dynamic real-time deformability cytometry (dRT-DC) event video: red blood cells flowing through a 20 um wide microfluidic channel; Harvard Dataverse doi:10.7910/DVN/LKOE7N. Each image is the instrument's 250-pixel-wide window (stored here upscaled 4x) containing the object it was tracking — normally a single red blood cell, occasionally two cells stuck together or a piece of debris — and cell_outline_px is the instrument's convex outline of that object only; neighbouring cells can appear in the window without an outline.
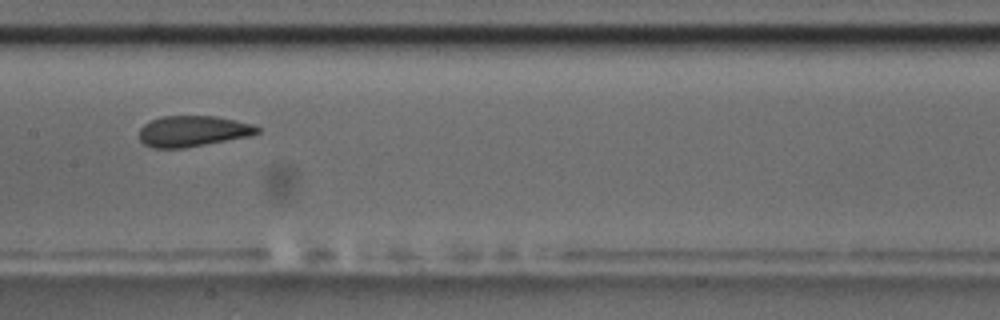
{"species": "common noctule bat (a hibernating species)", "species_latin": "Nyctalus noctula", "temperature_condition": "room temperature", "stored_images_in_passage": 10, "camera_frame_rate_fps": 3000, "um_per_image_px": 0.085, "animal": {"sex": "male", "body_mass_g": 17.5, "forearm_length_mm": 52.3}, "frame": {"image": 1, "passage_image": 4, "time_ms": 3.333, "image_size_px": [1000, 320], "cell_outline_px": [[260, 132], [252, 136], [184, 148], [152, 148], [144, 144], [140, 140], [140, 128], [144, 124], [152, 120], [164, 116], [216, 116], [236, 120], [252, 124], [260, 128]], "centroid_in_image_um": [16.42, 11.15], "position_along_channel_um": 191.0, "area_um2": 21.33}}
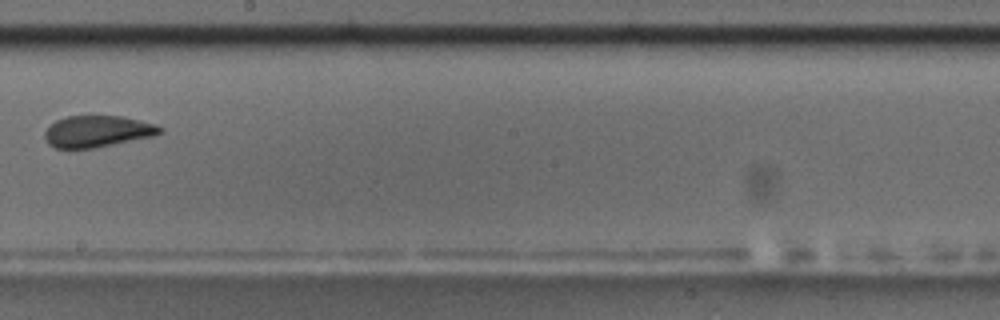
{"frame": {"image": 2, "passage_image": 5, "time_ms": 4.667, "image_size_px": [1000, 320], "cell_outline_px": [[164, 132], [156, 136], [96, 148], [56, 148], [48, 144], [44, 140], [44, 132], [56, 120], [68, 116], [120, 116], [140, 120], [156, 124], [164, 128]], "centroid_in_image_um": [8.33, 11.18], "position_along_channel_um": 239.9, "area_um2": 21.44}, "authors_computed_cell_mechanics": {"area_um2": 21.5883, "velocity_mm_per_s": 3.6838, "shape_relaxation_time_tau1_ms": 4.1078, "shape_relaxation_time_tau2_ms": null, "deformation_change_tau1": 0.1168, "deformation_change_tau2": null}}